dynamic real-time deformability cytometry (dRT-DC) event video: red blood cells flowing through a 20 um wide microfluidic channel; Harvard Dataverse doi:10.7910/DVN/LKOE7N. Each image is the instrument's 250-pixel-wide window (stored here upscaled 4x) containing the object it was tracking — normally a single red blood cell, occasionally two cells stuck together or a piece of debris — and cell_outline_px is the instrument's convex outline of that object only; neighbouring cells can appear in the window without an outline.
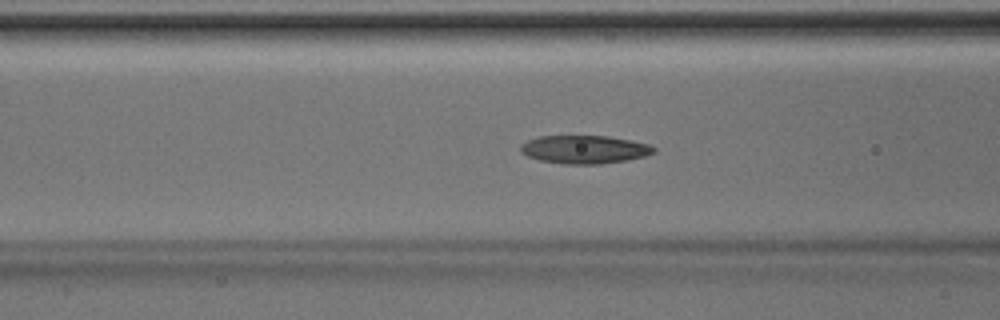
{"species": "Egyptian fruit bat (a non-hibernating species)", "species_latin": "Rousettus aegyptiacus", "temperature_condition": "room temperature", "stored_images_in_passage": 34, "camera_frame_rate_fps": 3000, "um_per_image_px": 0.085, "animal": {"sex": "male"}, "frame": {"image": 1, "passage_image": 5, "time_ms": 1.333, "image_size_px": [1000, 320], "cell_outline_px": [[656, 152], [644, 156], [628, 160], [600, 164], [564, 164], [540, 160], [528, 156], [520, 152], [520, 144], [528, 140], [540, 136], [608, 136], [632, 140], [652, 144], [656, 148]], "centroid_in_image_um": [49.72, 12.7], "position_along_channel_um": 116.9, "area_um2": 22.08}}
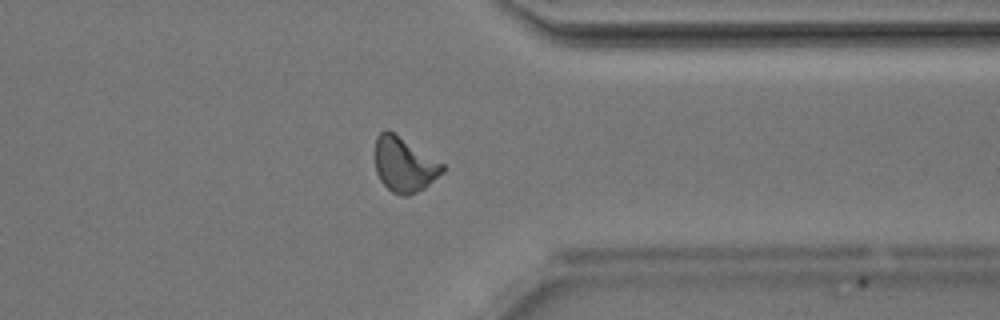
{"frame": {"image": 2, "passage_image": 24, "time_ms": 7.667, "image_size_px": [1000, 320], "cell_outline_px": [[444, 172], [424, 188], [408, 196], [404, 196], [392, 192], [380, 180], [376, 172], [376, 136], [384, 128], [388, 128], [444, 164]], "centroid_in_image_um": [34.36, 13.97], "position_along_channel_um": 377.0, "area_um2": 21.5}}
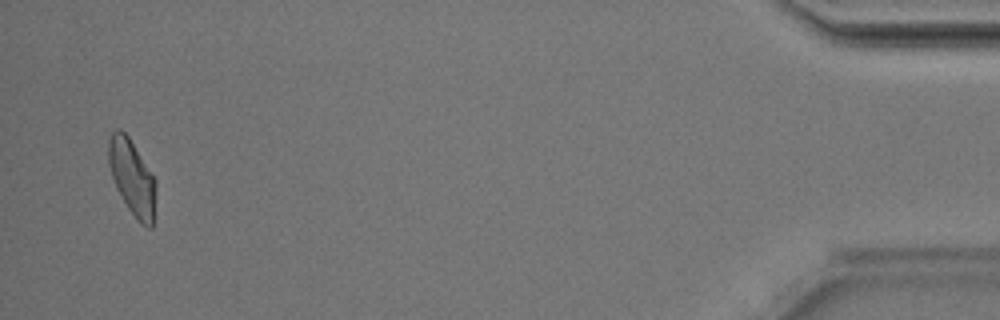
{"frame": {"image": 3, "passage_image": 33, "time_ms": 10.667, "image_size_px": [1000, 320], "cell_outline_px": [[156, 188], [152, 228], [148, 228], [140, 224], [128, 208], [120, 196], [116, 188], [108, 164], [108, 140], [112, 132], [116, 128], [120, 128], [128, 136], [156, 180]], "centroid_in_image_um": [11.22, 15.09], "position_along_channel_um": 424.0, "area_um2": 20.81}, "authors_computed_cell_mechanics": {"area_um2": 21.3282, "velocity_mm_per_s": 4.1938, "shape_relaxation_time_tau1_ms": 4.2689, "shape_relaxation_time_tau2_ms": 2.631, "deformation_change_tau1": 0.1453, "deformation_change_tau2": 0.0974}}